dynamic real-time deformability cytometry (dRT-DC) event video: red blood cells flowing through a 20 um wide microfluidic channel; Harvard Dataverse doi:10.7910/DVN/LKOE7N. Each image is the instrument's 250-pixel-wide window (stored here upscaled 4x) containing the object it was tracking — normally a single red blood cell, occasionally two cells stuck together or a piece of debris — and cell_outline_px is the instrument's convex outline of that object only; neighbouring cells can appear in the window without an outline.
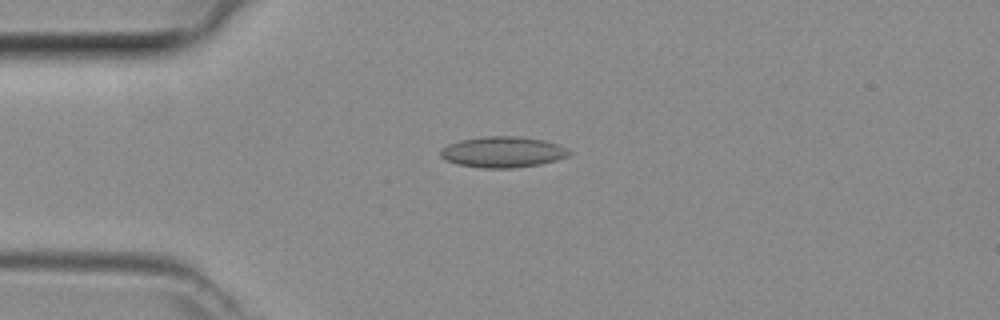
{"species": "common noctule bat (a hibernating species)", "species_latin": "Nyctalus noctula", "temperature_condition": "room temperature", "stored_images_in_passage": 31, "camera_frame_rate_fps": 3000, "um_per_image_px": 0.085, "animal": {"sex": "female", "body_mass_g": 29.2, "forearm_length_mm": 56.3}, "frame": {"image": 1, "passage_image": 1, "time_ms": 0.0, "image_size_px": [1000, 320], "cell_outline_px": [[572, 152], [568, 156], [556, 160], [540, 164], [512, 168], [480, 168], [456, 164], [444, 160], [440, 156], [440, 148], [448, 144], [460, 140], [484, 136], [516, 136], [544, 140], [556, 144]], "centroid_in_image_um": [42.67, 12.93], "position_along_channel_um": 42.3, "area_um2": 23.24}}
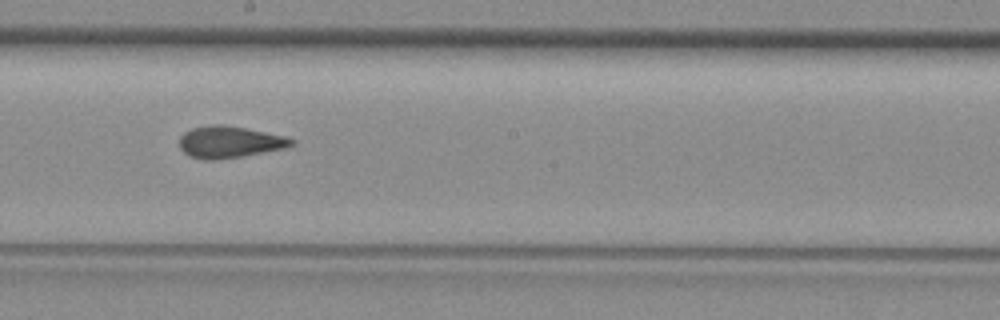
{"frame": {"image": 2, "passage_image": 15, "time_ms": 4.667, "image_size_px": [1000, 320], "cell_outline_px": [[296, 144], [288, 148], [244, 156], [216, 160], [204, 160], [188, 156], [180, 148], [180, 136], [184, 132], [192, 128], [212, 124], [224, 124], [288, 136], [296, 140]], "centroid_in_image_um": [19.57, 12.07], "position_along_channel_um": 228.6, "area_um2": 21.21}}
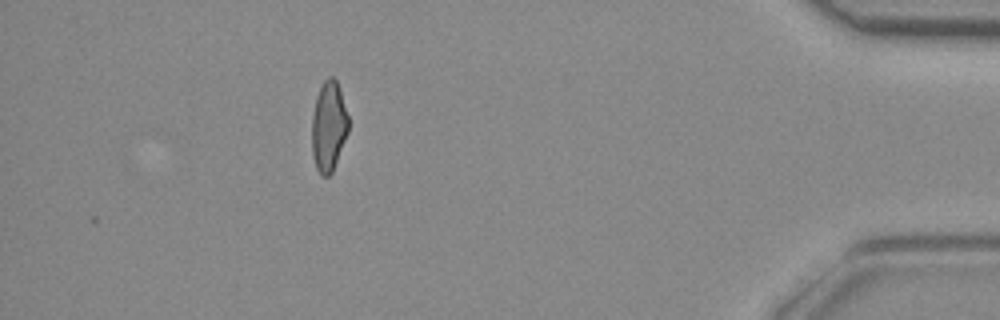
{"frame": {"image": 3, "passage_image": 31, "time_ms": 10.0, "image_size_px": [1000, 320], "cell_outline_px": [[348, 132], [332, 172], [328, 176], [320, 176], [316, 168], [312, 152], [312, 116], [316, 96], [324, 80], [328, 76], [332, 76], [336, 80], [348, 116]], "centroid_in_image_um": [27.92, 10.75], "position_along_channel_um": 407.3, "area_um2": 19.02}}